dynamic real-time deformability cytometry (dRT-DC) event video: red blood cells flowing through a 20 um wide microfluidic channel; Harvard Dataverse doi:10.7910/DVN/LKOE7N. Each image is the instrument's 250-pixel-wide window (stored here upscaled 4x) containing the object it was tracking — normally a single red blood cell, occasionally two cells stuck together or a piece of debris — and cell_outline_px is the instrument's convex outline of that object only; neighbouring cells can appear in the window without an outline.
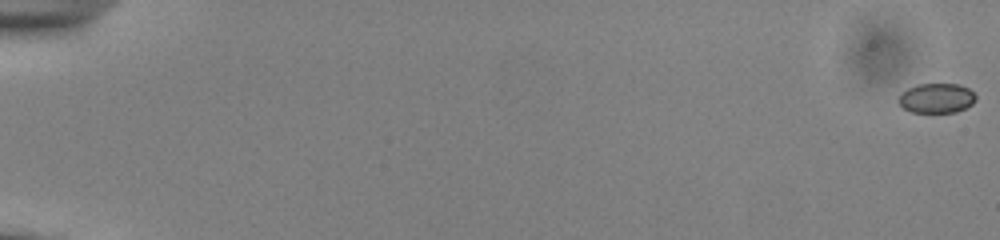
{"species": "common noctule bat (a hibernating species)", "species_latin": "Nyctalus noctula", "temperature_condition": "cold", "stored_images_in_passage": 56, "camera_frame_rate_fps": 3000, "um_per_image_px": 0.085, "animal": {"sex": "male", "body_mass_g": 13.0, "forearm_length_mm": 53.1}, "frame": {"image": 1, "passage_image": 1, "time_ms": 0.0, "image_size_px": [1000, 240], "cell_outline_px": [[976, 100], [972, 104], [956, 112], [912, 112], [904, 108], [900, 104], [900, 96], [908, 88], [920, 84], [960, 84], [968, 88], [976, 96]], "centroid_in_image_um": [79.65, 8.34], "position_along_channel_um": 5.4, "area_um2": 13.12}}
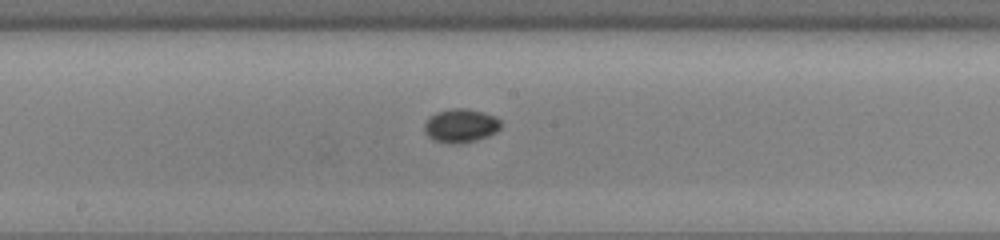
{"frame": {"image": 2, "passage_image": 32, "time_ms": 10.333, "image_size_px": [1000, 240], "cell_outline_px": [[500, 128], [496, 132], [488, 136], [476, 140], [460, 144], [448, 144], [432, 140], [424, 132], [424, 124], [436, 112], [452, 108], [464, 108], [480, 112], [492, 116], [500, 120]], "centroid_in_image_um": [39.13, 10.71], "position_along_channel_um": 209.1, "area_um2": 14.91}}
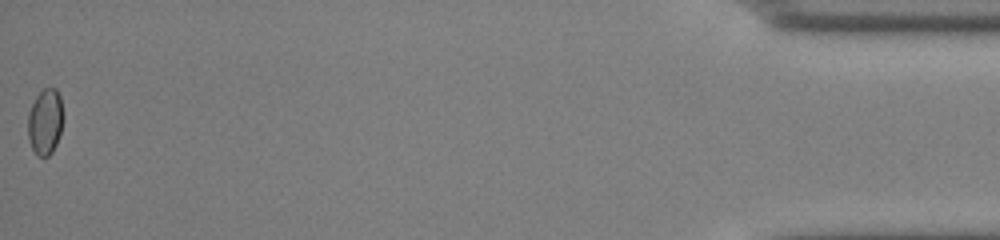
{"frame": {"image": 3, "passage_image": 56, "time_ms": 18.333, "image_size_px": [1000, 240], "cell_outline_px": [[64, 120], [56, 144], [52, 152], [48, 156], [36, 156], [32, 148], [28, 136], [28, 112], [36, 96], [44, 88], [56, 88], [60, 96], [64, 116]], "centroid_in_image_um": [3.85, 10.34], "position_along_channel_um": 431.3, "area_um2": 13.7}}